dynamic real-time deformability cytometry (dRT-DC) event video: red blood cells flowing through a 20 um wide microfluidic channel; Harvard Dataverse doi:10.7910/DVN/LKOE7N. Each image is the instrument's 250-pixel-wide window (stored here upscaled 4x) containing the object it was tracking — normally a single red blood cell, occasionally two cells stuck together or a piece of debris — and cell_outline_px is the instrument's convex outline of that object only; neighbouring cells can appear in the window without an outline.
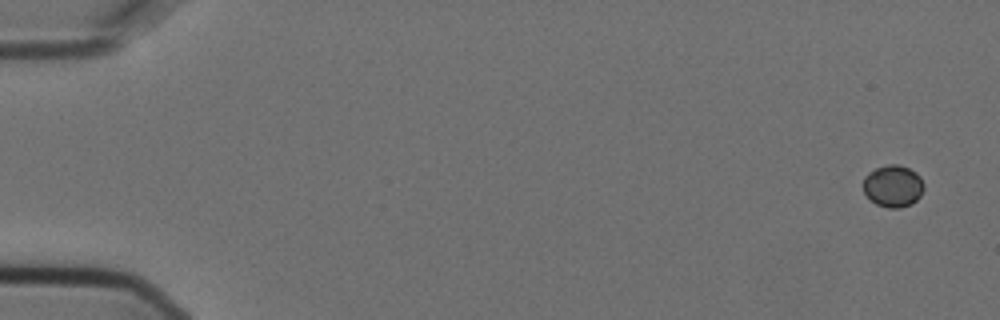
{"species": "Egyptian fruit bat (a non-hibernating species)", "species_latin": "Rousettus aegyptiacus", "temperature_condition": "cold", "stored_images_in_passage": 14, "camera_frame_rate_fps": 3000, "um_per_image_px": 0.085, "animal": {"sex": "female"}, "frame": {"image": 1, "passage_image": 1, "time_ms": 0.0, "image_size_px": [1000, 320], "cell_outline_px": [[924, 188], [920, 196], [912, 204], [900, 208], [888, 208], [876, 204], [864, 192], [864, 176], [868, 172], [876, 168], [888, 164], [896, 164], [908, 168], [916, 172], [920, 176], [924, 184]], "centroid_in_image_um": [75.92, 15.81], "position_along_channel_um": 9.1, "area_um2": 14.85}}
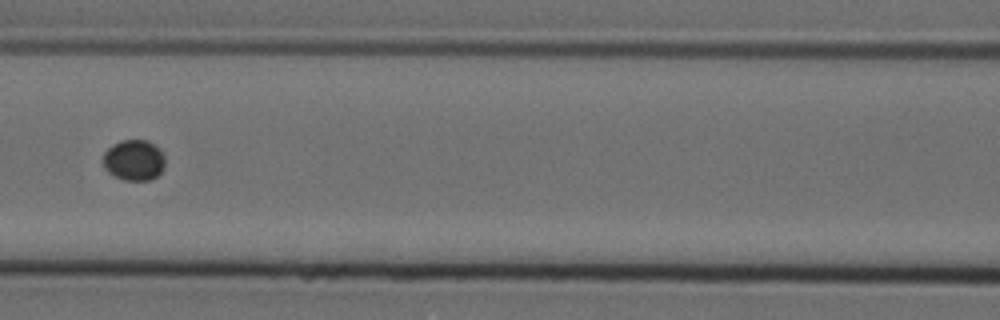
{"frame": {"image": 2, "passage_image": 7, "time_ms": 2.0, "image_size_px": [1000, 320], "cell_outline_px": [[164, 168], [152, 180], [124, 180], [108, 172], [104, 168], [104, 152], [112, 144], [120, 140], [148, 140], [164, 156]], "centroid_in_image_um": [11.37, 13.61], "position_along_channel_um": 155.2, "area_um2": 14.57}}
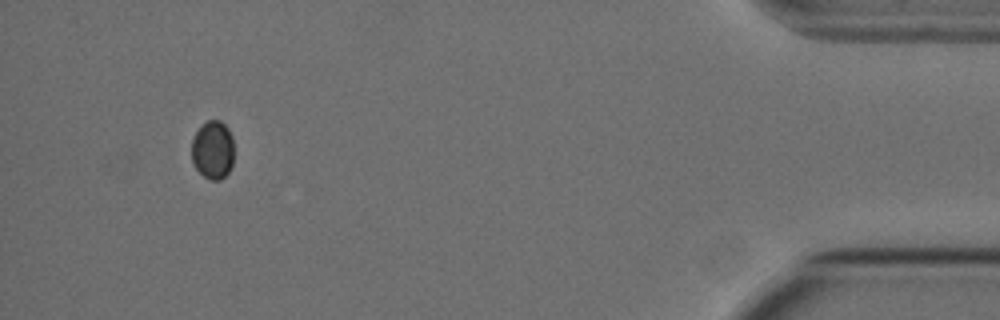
{"frame": {"image": 3, "passage_image": 14, "time_ms": 4.333, "image_size_px": [1000, 320], "cell_outline_px": [[232, 164], [228, 172], [220, 180], [208, 180], [192, 164], [192, 140], [196, 132], [208, 120], [220, 120], [228, 128], [232, 136]], "centroid_in_image_um": [18.08, 12.75], "position_along_channel_um": 417.1, "area_um2": 14.28}}